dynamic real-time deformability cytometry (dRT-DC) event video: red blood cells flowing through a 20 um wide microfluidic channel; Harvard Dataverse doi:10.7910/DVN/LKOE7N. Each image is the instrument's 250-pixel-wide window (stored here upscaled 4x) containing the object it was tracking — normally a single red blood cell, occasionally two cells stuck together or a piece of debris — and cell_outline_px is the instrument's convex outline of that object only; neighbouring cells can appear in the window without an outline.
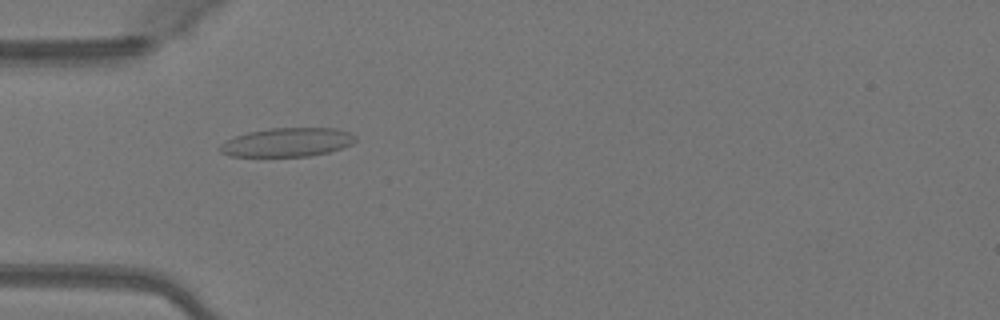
{"species": "Egyptian fruit bat (a non-hibernating species)", "species_latin": "Rousettus aegyptiacus", "temperature_condition": "warm", "stored_images_in_passage": 35, "camera_frame_rate_fps": 3000, "um_per_image_px": 0.085, "animal": {"sex": "female"}, "frame": {"image": 1, "passage_image": 1, "time_ms": 0.0, "image_size_px": [1000, 320], "cell_outline_px": [[356, 140], [352, 144], [328, 152], [308, 156], [228, 156], [220, 152], [216, 148], [220, 144], [236, 136], [248, 132], [268, 128], [336, 128], [348, 132], [356, 136]], "centroid_in_image_um": [24.38, 12.09], "position_along_channel_um": 60.6, "area_um2": 22.72}}
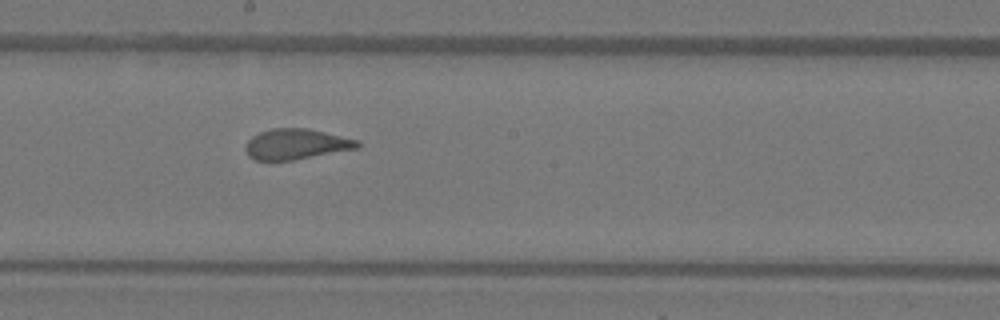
{"frame": {"image": 2, "passage_image": 13, "time_ms": 4.0, "image_size_px": [1000, 320], "cell_outline_px": [[360, 148], [292, 160], [256, 160], [248, 156], [244, 148], [248, 140], [252, 136], [260, 132], [272, 128], [308, 128], [360, 140]], "centroid_in_image_um": [25.19, 12.24], "position_along_channel_um": 223.0, "area_um2": 20.0}}
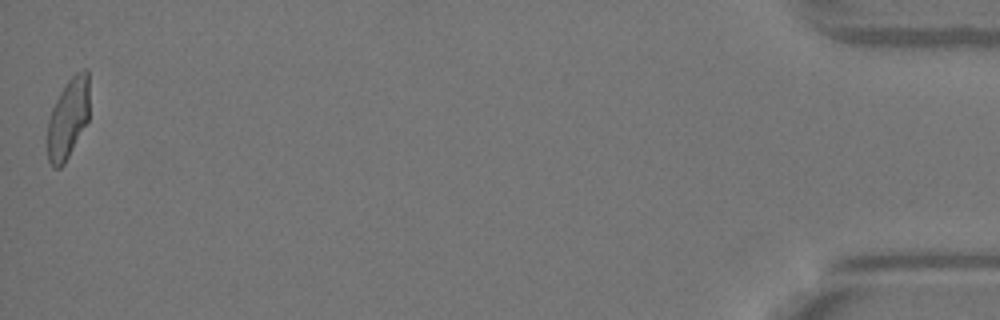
{"frame": {"image": 3, "passage_image": 35, "time_ms": 11.333, "image_size_px": [1000, 320], "cell_outline_px": [[88, 120], [64, 164], [60, 168], [52, 168], [48, 160], [48, 120], [52, 108], [60, 92], [68, 80], [76, 72], [84, 68], [88, 68]], "centroid_in_image_um": [5.78, 10.06], "position_along_channel_um": 429.4, "area_um2": 19.42}, "authors_computed_cell_mechanics": {"area_um2": 20.3456, "velocity_mm_per_s": 4.1144, "shape_relaxation_time_tau1_ms": 8.0396, "shape_relaxation_time_tau2_ms": 0.7271, "deformation_change_tau1": 0.22, "deformation_change_tau2": 0.0652}}